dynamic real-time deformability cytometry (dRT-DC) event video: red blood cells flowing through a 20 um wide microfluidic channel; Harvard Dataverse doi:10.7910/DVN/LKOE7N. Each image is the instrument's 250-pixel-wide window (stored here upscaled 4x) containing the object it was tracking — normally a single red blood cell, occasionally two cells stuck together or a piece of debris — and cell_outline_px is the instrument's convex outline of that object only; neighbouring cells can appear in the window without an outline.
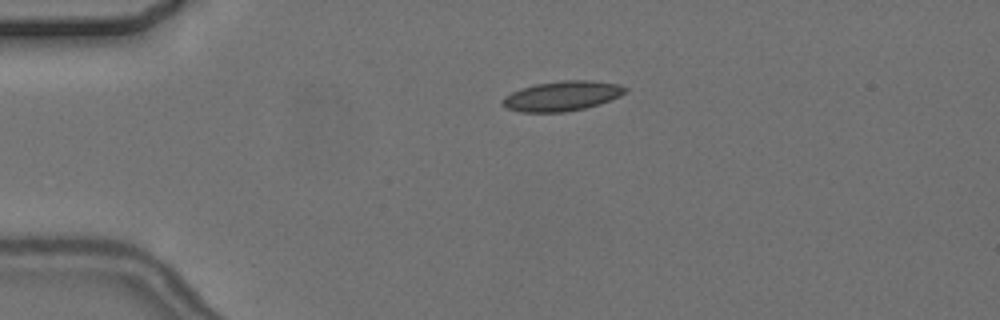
{"species": "common noctule bat (a hibernating species)", "species_latin": "Nyctalus noctula", "temperature_condition": "cold", "stored_images_in_passage": 5, "camera_frame_rate_fps": 3000, "um_per_image_px": 0.085, "animal": {"sex": "female", "body_mass_g": 24.6, "forearm_length_mm": 56.2}, "frame": {"image": 1, "passage_image": 4, "time_ms": 3.667, "image_size_px": [1000, 320], "cell_outline_px": [[628, 92], [620, 96], [600, 104], [584, 108], [564, 112], [520, 112], [508, 108], [500, 104], [504, 96], [512, 92], [536, 84], [564, 80], [592, 80], [620, 84], [628, 88]], "centroid_in_image_um": [47.82, 8.16], "position_along_channel_um": 37.2, "area_um2": 21.39}}